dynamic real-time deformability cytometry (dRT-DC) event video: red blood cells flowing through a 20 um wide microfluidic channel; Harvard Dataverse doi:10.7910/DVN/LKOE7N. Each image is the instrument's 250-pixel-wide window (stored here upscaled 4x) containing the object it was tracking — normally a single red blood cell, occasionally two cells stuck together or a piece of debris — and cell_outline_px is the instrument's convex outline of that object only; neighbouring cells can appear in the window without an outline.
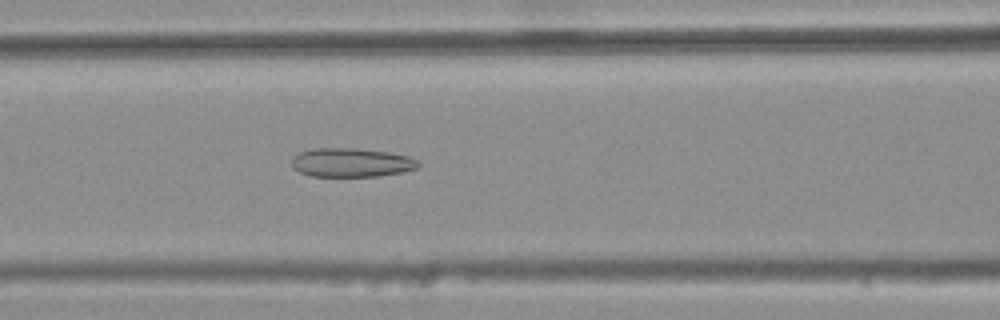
{"species": "common noctule bat (a hibernating species)", "species_latin": "Nyctalus noctula", "temperature_condition": "warm", "stored_images_in_passage": 46, "camera_frame_rate_fps": 3000, "um_per_image_px": 0.085, "animal": {"sex": "female", "body_mass_g": 25.1}, "frame": {"image": 1, "passage_image": 22, "time_ms": 7.0, "image_size_px": [1000, 320], "cell_outline_px": [[420, 164], [416, 168], [400, 172], [380, 176], [308, 176], [292, 168], [292, 160], [300, 152], [312, 148], [356, 148], [388, 152], [408, 156], [416, 160]], "centroid_in_image_um": [29.83, 13.81], "position_along_channel_um": 136.8, "area_um2": 21.21}}
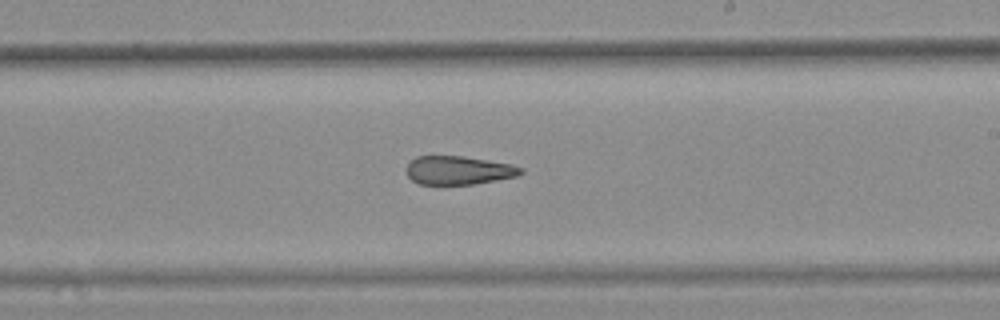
{"frame": {"image": 2, "passage_image": 31, "time_ms": 10.0, "image_size_px": [1000, 320], "cell_outline_px": [[524, 172], [520, 176], [472, 184], [420, 184], [412, 180], [404, 172], [404, 168], [416, 156], [460, 156], [512, 164], [524, 168]], "centroid_in_image_um": [38.98, 14.48], "position_along_channel_um": 250.0, "area_um2": 19.13}}
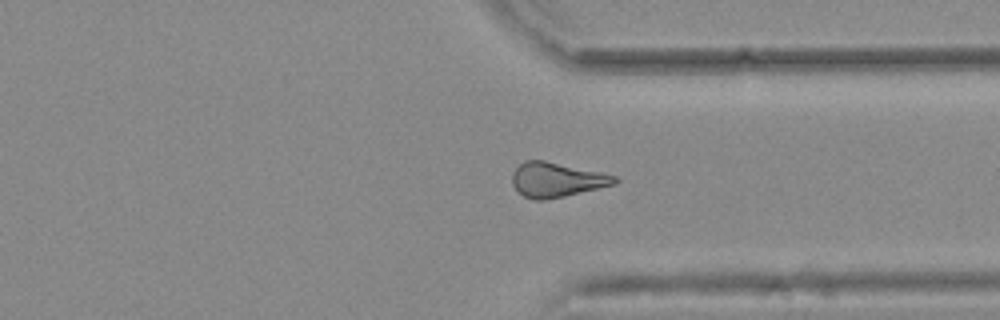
{"frame": {"image": 3, "passage_image": 40, "time_ms": 13.0, "image_size_px": [1000, 320], "cell_outline_px": [[620, 180], [616, 184], [564, 196], [544, 200], [532, 200], [524, 196], [512, 184], [512, 172], [524, 160], [544, 160], [600, 172], [616, 176]], "centroid_in_image_um": [47.31, 15.28], "position_along_channel_um": 364.1, "area_um2": 20.58}, "authors_computed_cell_mechanics": {"area_um2": 21.097, "velocity_mm_per_s": 3.7872, "shape_relaxation_time_tau1_ms": null, "shape_relaxation_time_tau2_ms": 3.3215, "deformation_change_tau1": null, "deformation_change_tau2": 0.136}}